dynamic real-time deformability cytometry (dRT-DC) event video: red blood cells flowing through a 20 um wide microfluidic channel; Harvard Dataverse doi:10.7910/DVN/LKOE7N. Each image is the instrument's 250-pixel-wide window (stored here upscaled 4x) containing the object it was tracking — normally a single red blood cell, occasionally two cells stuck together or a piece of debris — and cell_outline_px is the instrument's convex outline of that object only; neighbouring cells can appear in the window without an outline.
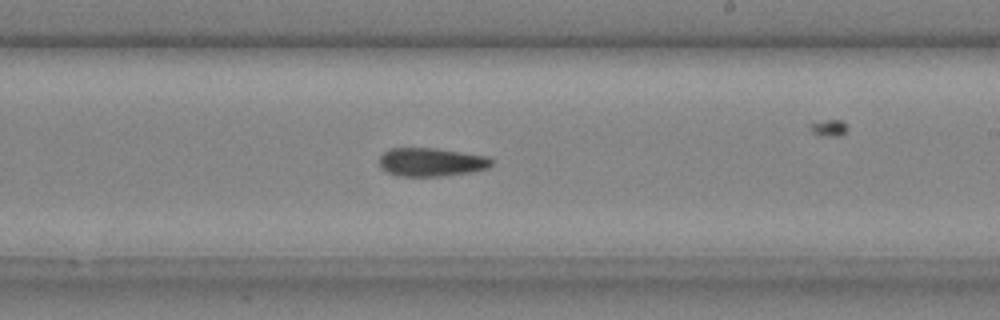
{"species": "common noctule bat (a hibernating species)", "species_latin": "Nyctalus noctula", "temperature_condition": "cold", "stored_images_in_passage": 21, "camera_frame_rate_fps": 3000, "um_per_image_px": 0.085, "animal": {"sex": "male", "body_mass_g": 20.4}, "frame": {"image": 1, "passage_image": 12, "time_ms": 3.667, "image_size_px": [1000, 320], "cell_outline_px": [[492, 164], [488, 168], [468, 172], [440, 176], [396, 176], [384, 172], [380, 168], [380, 156], [384, 152], [392, 148], [436, 148], [488, 156], [492, 160]], "centroid_in_image_um": [36.62, 13.78], "position_along_channel_um": 252.4, "area_um2": 18.67}}